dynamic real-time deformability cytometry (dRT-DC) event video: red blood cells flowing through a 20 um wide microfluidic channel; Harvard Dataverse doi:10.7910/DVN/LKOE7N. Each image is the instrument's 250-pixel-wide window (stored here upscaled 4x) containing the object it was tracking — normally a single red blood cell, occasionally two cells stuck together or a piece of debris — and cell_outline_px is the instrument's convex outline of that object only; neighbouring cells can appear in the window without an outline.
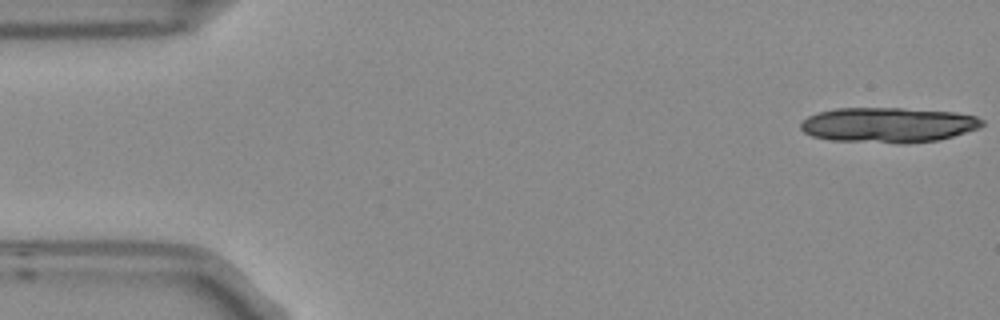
{"species": "Egyptian fruit bat (a non-hibernating species)", "species_latin": "Rousettus aegyptiacus", "temperature_condition": "room temperature", "stored_images_in_passage": 4, "camera_frame_rate_fps": 3000, "um_per_image_px": 0.085, "frame": {"image": 1, "passage_image": 1, "time_ms": 0.0, "image_size_px": [1000, 320], "cell_outline_px": [[984, 124], [980, 128], [940, 140], [900, 144], [828, 140], [812, 136], [804, 132], [800, 128], [800, 124], [808, 116], [816, 112], [836, 108], [900, 108], [956, 112], [976, 116], [984, 120]], "centroid_in_image_um": [75.5, 10.62], "position_along_channel_um": 9.5, "area_um2": 37.57}}